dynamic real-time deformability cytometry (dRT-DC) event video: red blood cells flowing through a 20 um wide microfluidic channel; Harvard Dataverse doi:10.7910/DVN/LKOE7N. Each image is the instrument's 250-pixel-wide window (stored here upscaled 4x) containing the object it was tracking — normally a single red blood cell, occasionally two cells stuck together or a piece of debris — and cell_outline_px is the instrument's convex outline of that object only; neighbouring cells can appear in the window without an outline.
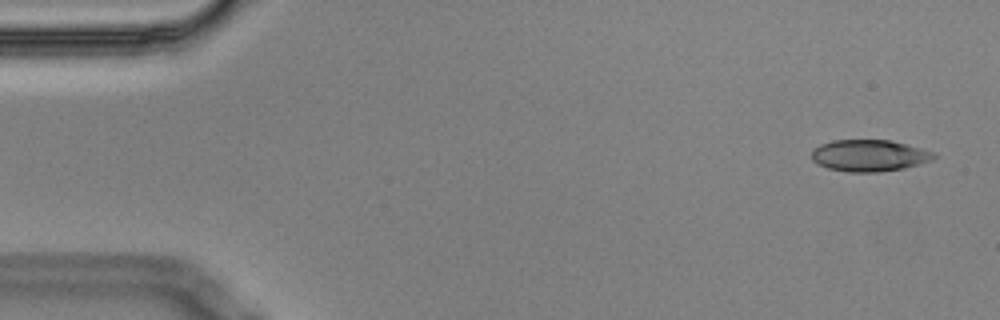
{"species": "Egyptian fruit bat (a non-hibernating species)", "species_latin": "Rousettus aegyptiacus", "temperature_condition": "cold", "stored_images_in_passage": 4, "camera_frame_rate_fps": 3000, "um_per_image_px": 0.085, "animal": {"sex": "male"}, "frame": {"image": 1, "passage_image": 1, "time_ms": 0.0, "image_size_px": [1000, 320], "cell_outline_px": [[936, 156], [932, 160], [904, 168], [876, 172], [848, 172], [828, 168], [812, 160], [812, 148], [820, 144], [832, 140], [888, 140], [920, 148], [932, 152]], "centroid_in_image_um": [73.84, 13.22], "position_along_channel_um": 11.2, "area_um2": 22.31}}